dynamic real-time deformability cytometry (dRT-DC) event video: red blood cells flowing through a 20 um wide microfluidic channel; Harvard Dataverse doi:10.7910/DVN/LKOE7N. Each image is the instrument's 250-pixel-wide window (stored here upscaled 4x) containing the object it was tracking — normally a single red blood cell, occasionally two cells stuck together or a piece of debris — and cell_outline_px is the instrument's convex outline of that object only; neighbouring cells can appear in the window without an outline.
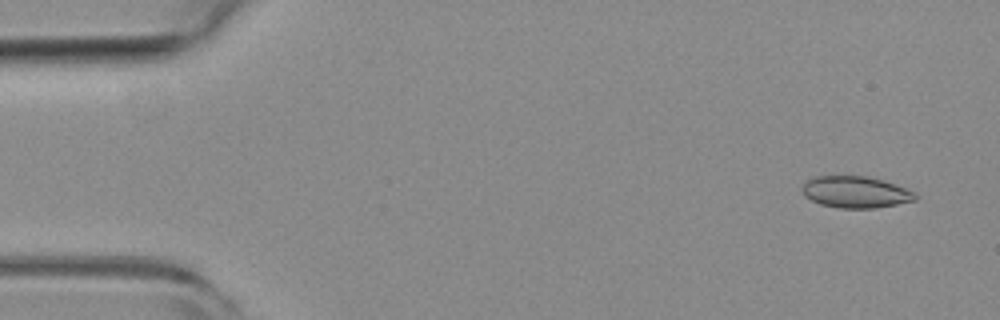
{"species": "common noctule bat (a hibernating species)", "species_latin": "Nyctalus noctula", "temperature_condition": "room temperature", "stored_images_in_passage": 50, "camera_frame_rate_fps": 3000, "um_per_image_px": 0.085, "animal": {"sex": "female", "body_mass_g": 19.3, "forearm_length_mm": 54.1}, "frame": {"image": 1, "passage_image": 3, "time_ms": 0.667, "image_size_px": [1000, 320], "cell_outline_px": [[916, 200], [876, 208], [840, 208], [820, 204], [804, 196], [800, 188], [808, 180], [816, 176], [864, 176], [884, 180], [916, 192]], "centroid_in_image_um": [72.72, 16.33], "position_along_channel_um": 12.3, "area_um2": 20.81}}
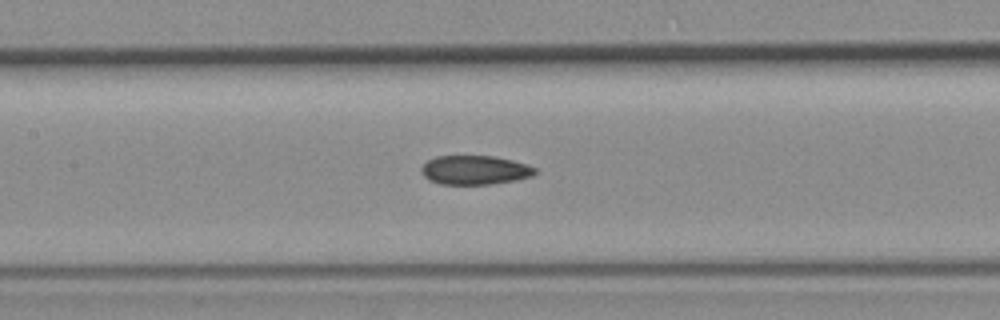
{"frame": {"image": 2, "passage_image": 24, "time_ms": 7.667, "image_size_px": [1000, 320], "cell_outline_px": [[536, 172], [532, 176], [516, 180], [492, 184], [440, 184], [428, 180], [424, 176], [420, 168], [428, 160], [436, 156], [496, 156], [528, 164], [536, 168]], "centroid_in_image_um": [40.37, 14.45], "position_along_channel_um": 167.0, "area_um2": 19.36}}
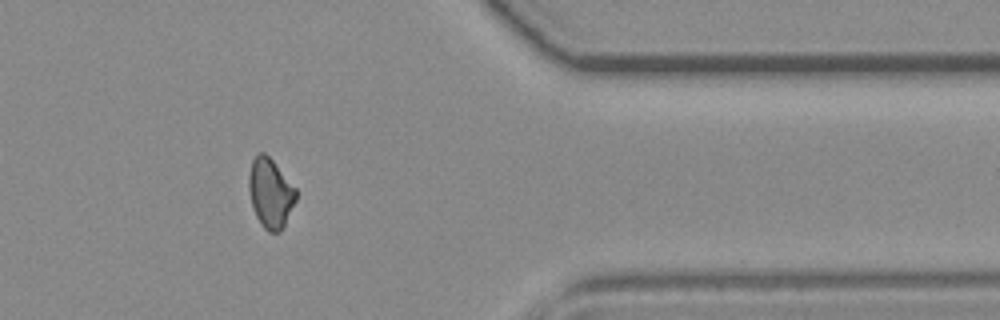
{"frame": {"image": 3, "passage_image": 43, "time_ms": 14.0, "image_size_px": [1000, 320], "cell_outline_px": [[296, 200], [280, 232], [268, 232], [264, 228], [256, 216], [252, 208], [248, 188], [248, 176], [252, 160], [256, 152], [264, 152], [272, 160], [296, 188]], "centroid_in_image_um": [22.96, 16.39], "position_along_channel_um": 388.4, "area_um2": 19.07}, "authors_computed_cell_mechanics": {"area_um2": 19.7387, "velocity_mm_per_s": 3.8456, "shape_relaxation_time_tau1_ms": null, "shape_relaxation_time_tau2_ms": 7.7702, "deformation_change_tau1": null, "deformation_change_tau2": 0.1304}}